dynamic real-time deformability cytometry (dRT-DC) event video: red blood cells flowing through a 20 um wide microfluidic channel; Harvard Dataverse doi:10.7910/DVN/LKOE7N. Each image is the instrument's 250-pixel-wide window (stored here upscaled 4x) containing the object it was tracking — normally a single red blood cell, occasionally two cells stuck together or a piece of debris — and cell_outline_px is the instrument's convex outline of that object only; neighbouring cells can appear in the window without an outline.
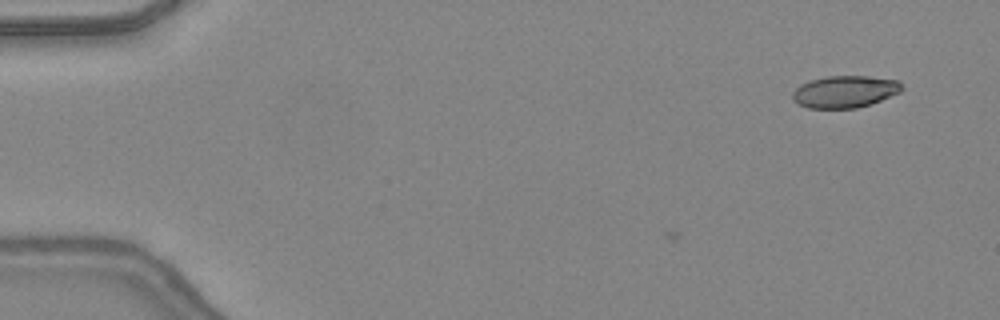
{"species": "common noctule bat (a hibernating species)", "species_latin": "Nyctalus noctula", "temperature_condition": "warm", "stored_images_in_passage": 2, "camera_frame_rate_fps": 3000, "um_per_image_px": 0.085, "animal": {"sex": "female", "body_mass_g": 24.6, "forearm_length_mm": 56.2}, "frame": {"image": 1, "passage_image": 2, "time_ms": 0.333, "image_size_px": [1000, 320], "cell_outline_px": [[904, 88], [900, 92], [872, 104], [856, 108], [808, 108], [792, 100], [792, 92], [800, 84], [808, 80], [828, 76], [868, 76], [900, 80]], "centroid_in_image_um": [71.83, 7.78], "position_along_channel_um": 13.2, "area_um2": 20.63}}